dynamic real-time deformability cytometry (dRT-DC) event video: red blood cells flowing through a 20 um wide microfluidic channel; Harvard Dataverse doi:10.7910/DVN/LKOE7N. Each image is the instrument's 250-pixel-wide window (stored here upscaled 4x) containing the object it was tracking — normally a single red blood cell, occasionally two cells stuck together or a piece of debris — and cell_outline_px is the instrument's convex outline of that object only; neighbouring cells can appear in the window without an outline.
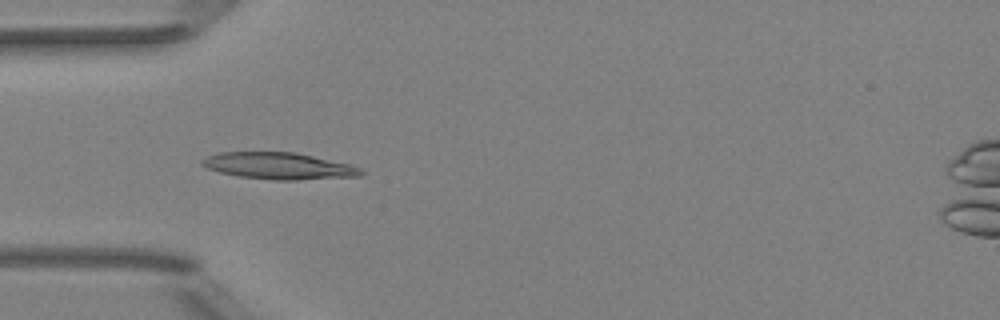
{"species": "Egyptian fruit bat (a non-hibernating species)", "species_latin": "Rousettus aegyptiacus", "temperature_condition": "room temperature", "stored_images_in_passage": 4, "camera_frame_rate_fps": 3000, "um_per_image_px": 0.085, "animal": {"sex": "female"}, "frame": {"image": 1, "passage_image": 3, "time_ms": 2.333, "image_size_px": [1000, 320], "cell_outline_px": [[368, 172], [360, 176], [296, 180], [272, 180], [240, 176], [220, 172], [208, 168], [200, 164], [200, 160], [208, 156], [220, 152], [296, 152], [352, 164], [364, 168]], "centroid_in_image_um": [23.8, 14.1], "position_along_channel_um": 61.2, "area_um2": 25.03}}
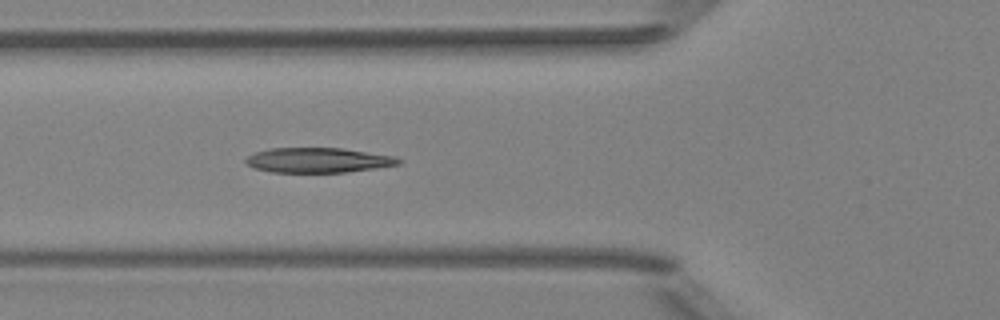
{"frame": {"image": 2, "passage_image": 4, "time_ms": 3.333, "image_size_px": [1000, 320], "cell_outline_px": [[404, 160], [400, 164], [344, 172], [272, 172], [256, 168], [248, 164], [244, 160], [248, 156], [256, 152], [268, 148], [344, 148], [396, 156]], "centroid_in_image_um": [27.08, 13.6], "position_along_channel_um": 98.7, "area_um2": 22.08}}